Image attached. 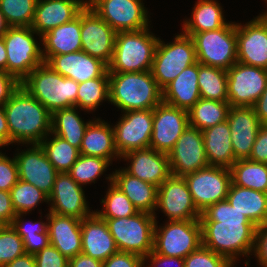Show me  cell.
<instances>
[{
    "label": "cell",
    "instance_id": "54",
    "mask_svg": "<svg viewBox=\"0 0 267 267\" xmlns=\"http://www.w3.org/2000/svg\"><path fill=\"white\" fill-rule=\"evenodd\" d=\"M16 215L10 192L0 190V222L3 225H9Z\"/></svg>",
    "mask_w": 267,
    "mask_h": 267
},
{
    "label": "cell",
    "instance_id": "6",
    "mask_svg": "<svg viewBox=\"0 0 267 267\" xmlns=\"http://www.w3.org/2000/svg\"><path fill=\"white\" fill-rule=\"evenodd\" d=\"M117 248L145 258L153 251L156 214L138 212L130 217L103 219Z\"/></svg>",
    "mask_w": 267,
    "mask_h": 267
},
{
    "label": "cell",
    "instance_id": "4",
    "mask_svg": "<svg viewBox=\"0 0 267 267\" xmlns=\"http://www.w3.org/2000/svg\"><path fill=\"white\" fill-rule=\"evenodd\" d=\"M20 85L51 114L77 107L78 83L55 72L45 62L31 71Z\"/></svg>",
    "mask_w": 267,
    "mask_h": 267
},
{
    "label": "cell",
    "instance_id": "39",
    "mask_svg": "<svg viewBox=\"0 0 267 267\" xmlns=\"http://www.w3.org/2000/svg\"><path fill=\"white\" fill-rule=\"evenodd\" d=\"M50 134L53 138L48 139L49 136H46L39 144L44 150L47 159L59 173L68 172L79 158L80 151L63 138L53 133Z\"/></svg>",
    "mask_w": 267,
    "mask_h": 267
},
{
    "label": "cell",
    "instance_id": "31",
    "mask_svg": "<svg viewBox=\"0 0 267 267\" xmlns=\"http://www.w3.org/2000/svg\"><path fill=\"white\" fill-rule=\"evenodd\" d=\"M80 154L108 159L112 162L113 158L121 159L114 139V129L100 118L92 120L86 128Z\"/></svg>",
    "mask_w": 267,
    "mask_h": 267
},
{
    "label": "cell",
    "instance_id": "53",
    "mask_svg": "<svg viewBox=\"0 0 267 267\" xmlns=\"http://www.w3.org/2000/svg\"><path fill=\"white\" fill-rule=\"evenodd\" d=\"M19 87L20 82L13 75L0 70V105H5Z\"/></svg>",
    "mask_w": 267,
    "mask_h": 267
},
{
    "label": "cell",
    "instance_id": "13",
    "mask_svg": "<svg viewBox=\"0 0 267 267\" xmlns=\"http://www.w3.org/2000/svg\"><path fill=\"white\" fill-rule=\"evenodd\" d=\"M142 0H88L91 7L117 33L148 28V12Z\"/></svg>",
    "mask_w": 267,
    "mask_h": 267
},
{
    "label": "cell",
    "instance_id": "42",
    "mask_svg": "<svg viewBox=\"0 0 267 267\" xmlns=\"http://www.w3.org/2000/svg\"><path fill=\"white\" fill-rule=\"evenodd\" d=\"M110 161L101 157L85 156L80 154L79 158L67 172L80 186L95 183L109 167Z\"/></svg>",
    "mask_w": 267,
    "mask_h": 267
},
{
    "label": "cell",
    "instance_id": "57",
    "mask_svg": "<svg viewBox=\"0 0 267 267\" xmlns=\"http://www.w3.org/2000/svg\"><path fill=\"white\" fill-rule=\"evenodd\" d=\"M68 267H103V262L84 253H80L69 259Z\"/></svg>",
    "mask_w": 267,
    "mask_h": 267
},
{
    "label": "cell",
    "instance_id": "48",
    "mask_svg": "<svg viewBox=\"0 0 267 267\" xmlns=\"http://www.w3.org/2000/svg\"><path fill=\"white\" fill-rule=\"evenodd\" d=\"M36 267H68L69 259L54 246L48 245L34 254Z\"/></svg>",
    "mask_w": 267,
    "mask_h": 267
},
{
    "label": "cell",
    "instance_id": "56",
    "mask_svg": "<svg viewBox=\"0 0 267 267\" xmlns=\"http://www.w3.org/2000/svg\"><path fill=\"white\" fill-rule=\"evenodd\" d=\"M151 260V264L148 267H169L172 265H177L178 267H184V259L178 257H168L161 254H157L154 251H151L145 258L146 260Z\"/></svg>",
    "mask_w": 267,
    "mask_h": 267
},
{
    "label": "cell",
    "instance_id": "22",
    "mask_svg": "<svg viewBox=\"0 0 267 267\" xmlns=\"http://www.w3.org/2000/svg\"><path fill=\"white\" fill-rule=\"evenodd\" d=\"M227 122L231 130V144L235 159H248L262 125L254 108L230 106Z\"/></svg>",
    "mask_w": 267,
    "mask_h": 267
},
{
    "label": "cell",
    "instance_id": "60",
    "mask_svg": "<svg viewBox=\"0 0 267 267\" xmlns=\"http://www.w3.org/2000/svg\"><path fill=\"white\" fill-rule=\"evenodd\" d=\"M3 267H36V262L33 254H24Z\"/></svg>",
    "mask_w": 267,
    "mask_h": 267
},
{
    "label": "cell",
    "instance_id": "12",
    "mask_svg": "<svg viewBox=\"0 0 267 267\" xmlns=\"http://www.w3.org/2000/svg\"><path fill=\"white\" fill-rule=\"evenodd\" d=\"M267 86V69L236 62L227 70L230 106L253 107Z\"/></svg>",
    "mask_w": 267,
    "mask_h": 267
},
{
    "label": "cell",
    "instance_id": "50",
    "mask_svg": "<svg viewBox=\"0 0 267 267\" xmlns=\"http://www.w3.org/2000/svg\"><path fill=\"white\" fill-rule=\"evenodd\" d=\"M23 216H24L23 214H17L11 223V226L15 229V231L21 238L37 236V233H48L47 222L45 223L36 221L32 224L26 225L24 221H22L21 217Z\"/></svg>",
    "mask_w": 267,
    "mask_h": 267
},
{
    "label": "cell",
    "instance_id": "40",
    "mask_svg": "<svg viewBox=\"0 0 267 267\" xmlns=\"http://www.w3.org/2000/svg\"><path fill=\"white\" fill-rule=\"evenodd\" d=\"M104 100L109 102L108 71L102 77L78 83L77 108L91 112Z\"/></svg>",
    "mask_w": 267,
    "mask_h": 267
},
{
    "label": "cell",
    "instance_id": "38",
    "mask_svg": "<svg viewBox=\"0 0 267 267\" xmlns=\"http://www.w3.org/2000/svg\"><path fill=\"white\" fill-rule=\"evenodd\" d=\"M198 85L201 98L228 102L227 70L198 62Z\"/></svg>",
    "mask_w": 267,
    "mask_h": 267
},
{
    "label": "cell",
    "instance_id": "37",
    "mask_svg": "<svg viewBox=\"0 0 267 267\" xmlns=\"http://www.w3.org/2000/svg\"><path fill=\"white\" fill-rule=\"evenodd\" d=\"M229 102L200 98L198 102L188 110L189 125L201 131L213 127L227 120Z\"/></svg>",
    "mask_w": 267,
    "mask_h": 267
},
{
    "label": "cell",
    "instance_id": "19",
    "mask_svg": "<svg viewBox=\"0 0 267 267\" xmlns=\"http://www.w3.org/2000/svg\"><path fill=\"white\" fill-rule=\"evenodd\" d=\"M237 62L267 69V15L236 23Z\"/></svg>",
    "mask_w": 267,
    "mask_h": 267
},
{
    "label": "cell",
    "instance_id": "21",
    "mask_svg": "<svg viewBox=\"0 0 267 267\" xmlns=\"http://www.w3.org/2000/svg\"><path fill=\"white\" fill-rule=\"evenodd\" d=\"M14 157L19 180L33 184L49 197L59 172L47 159L40 144H32L29 149H24Z\"/></svg>",
    "mask_w": 267,
    "mask_h": 267
},
{
    "label": "cell",
    "instance_id": "1",
    "mask_svg": "<svg viewBox=\"0 0 267 267\" xmlns=\"http://www.w3.org/2000/svg\"><path fill=\"white\" fill-rule=\"evenodd\" d=\"M202 245L230 262L253 251L256 227L228 201L209 205L201 212Z\"/></svg>",
    "mask_w": 267,
    "mask_h": 267
},
{
    "label": "cell",
    "instance_id": "7",
    "mask_svg": "<svg viewBox=\"0 0 267 267\" xmlns=\"http://www.w3.org/2000/svg\"><path fill=\"white\" fill-rule=\"evenodd\" d=\"M197 62L193 40L180 33L171 43L158 40L154 53L151 72L158 86L163 89L185 68Z\"/></svg>",
    "mask_w": 267,
    "mask_h": 267
},
{
    "label": "cell",
    "instance_id": "16",
    "mask_svg": "<svg viewBox=\"0 0 267 267\" xmlns=\"http://www.w3.org/2000/svg\"><path fill=\"white\" fill-rule=\"evenodd\" d=\"M171 175L184 177L209 166L202 131L190 125L168 153Z\"/></svg>",
    "mask_w": 267,
    "mask_h": 267
},
{
    "label": "cell",
    "instance_id": "61",
    "mask_svg": "<svg viewBox=\"0 0 267 267\" xmlns=\"http://www.w3.org/2000/svg\"><path fill=\"white\" fill-rule=\"evenodd\" d=\"M0 70L7 73V54L3 37L0 38Z\"/></svg>",
    "mask_w": 267,
    "mask_h": 267
},
{
    "label": "cell",
    "instance_id": "32",
    "mask_svg": "<svg viewBox=\"0 0 267 267\" xmlns=\"http://www.w3.org/2000/svg\"><path fill=\"white\" fill-rule=\"evenodd\" d=\"M209 166L231 168L236 161L227 120L202 131Z\"/></svg>",
    "mask_w": 267,
    "mask_h": 267
},
{
    "label": "cell",
    "instance_id": "44",
    "mask_svg": "<svg viewBox=\"0 0 267 267\" xmlns=\"http://www.w3.org/2000/svg\"><path fill=\"white\" fill-rule=\"evenodd\" d=\"M37 0H0V10L11 27H31Z\"/></svg>",
    "mask_w": 267,
    "mask_h": 267
},
{
    "label": "cell",
    "instance_id": "30",
    "mask_svg": "<svg viewBox=\"0 0 267 267\" xmlns=\"http://www.w3.org/2000/svg\"><path fill=\"white\" fill-rule=\"evenodd\" d=\"M112 183L117 186L140 212L155 215L158 187L128 174L124 168L112 173Z\"/></svg>",
    "mask_w": 267,
    "mask_h": 267
},
{
    "label": "cell",
    "instance_id": "8",
    "mask_svg": "<svg viewBox=\"0 0 267 267\" xmlns=\"http://www.w3.org/2000/svg\"><path fill=\"white\" fill-rule=\"evenodd\" d=\"M191 38L200 64L228 70L237 62L235 22L218 30L195 33Z\"/></svg>",
    "mask_w": 267,
    "mask_h": 267
},
{
    "label": "cell",
    "instance_id": "3",
    "mask_svg": "<svg viewBox=\"0 0 267 267\" xmlns=\"http://www.w3.org/2000/svg\"><path fill=\"white\" fill-rule=\"evenodd\" d=\"M109 101L122 112L154 109L162 99V89L151 70L109 73Z\"/></svg>",
    "mask_w": 267,
    "mask_h": 267
},
{
    "label": "cell",
    "instance_id": "10",
    "mask_svg": "<svg viewBox=\"0 0 267 267\" xmlns=\"http://www.w3.org/2000/svg\"><path fill=\"white\" fill-rule=\"evenodd\" d=\"M202 245L199 220L168 221L164 227L155 220L153 251L168 257L185 259Z\"/></svg>",
    "mask_w": 267,
    "mask_h": 267
},
{
    "label": "cell",
    "instance_id": "49",
    "mask_svg": "<svg viewBox=\"0 0 267 267\" xmlns=\"http://www.w3.org/2000/svg\"><path fill=\"white\" fill-rule=\"evenodd\" d=\"M144 258L140 255L118 251L103 261V267H144Z\"/></svg>",
    "mask_w": 267,
    "mask_h": 267
},
{
    "label": "cell",
    "instance_id": "63",
    "mask_svg": "<svg viewBox=\"0 0 267 267\" xmlns=\"http://www.w3.org/2000/svg\"><path fill=\"white\" fill-rule=\"evenodd\" d=\"M235 263H236L235 261H231L230 264H229V267H234Z\"/></svg>",
    "mask_w": 267,
    "mask_h": 267
},
{
    "label": "cell",
    "instance_id": "52",
    "mask_svg": "<svg viewBox=\"0 0 267 267\" xmlns=\"http://www.w3.org/2000/svg\"><path fill=\"white\" fill-rule=\"evenodd\" d=\"M248 159L267 164V124L260 126Z\"/></svg>",
    "mask_w": 267,
    "mask_h": 267
},
{
    "label": "cell",
    "instance_id": "55",
    "mask_svg": "<svg viewBox=\"0 0 267 267\" xmlns=\"http://www.w3.org/2000/svg\"><path fill=\"white\" fill-rule=\"evenodd\" d=\"M26 254H36L47 247L49 242V233H37V236L22 237Z\"/></svg>",
    "mask_w": 267,
    "mask_h": 267
},
{
    "label": "cell",
    "instance_id": "29",
    "mask_svg": "<svg viewBox=\"0 0 267 267\" xmlns=\"http://www.w3.org/2000/svg\"><path fill=\"white\" fill-rule=\"evenodd\" d=\"M201 98L198 85V62L185 68L162 89L163 102L188 111Z\"/></svg>",
    "mask_w": 267,
    "mask_h": 267
},
{
    "label": "cell",
    "instance_id": "51",
    "mask_svg": "<svg viewBox=\"0 0 267 267\" xmlns=\"http://www.w3.org/2000/svg\"><path fill=\"white\" fill-rule=\"evenodd\" d=\"M252 252L258 258L259 265L267 267V222L256 227Z\"/></svg>",
    "mask_w": 267,
    "mask_h": 267
},
{
    "label": "cell",
    "instance_id": "5",
    "mask_svg": "<svg viewBox=\"0 0 267 267\" xmlns=\"http://www.w3.org/2000/svg\"><path fill=\"white\" fill-rule=\"evenodd\" d=\"M148 28L138 31L118 32L109 73L143 72L152 68L157 42Z\"/></svg>",
    "mask_w": 267,
    "mask_h": 267
},
{
    "label": "cell",
    "instance_id": "36",
    "mask_svg": "<svg viewBox=\"0 0 267 267\" xmlns=\"http://www.w3.org/2000/svg\"><path fill=\"white\" fill-rule=\"evenodd\" d=\"M231 182L244 188L267 193V164L238 159L230 168Z\"/></svg>",
    "mask_w": 267,
    "mask_h": 267
},
{
    "label": "cell",
    "instance_id": "33",
    "mask_svg": "<svg viewBox=\"0 0 267 267\" xmlns=\"http://www.w3.org/2000/svg\"><path fill=\"white\" fill-rule=\"evenodd\" d=\"M226 199L255 226L267 222V193L231 183Z\"/></svg>",
    "mask_w": 267,
    "mask_h": 267
},
{
    "label": "cell",
    "instance_id": "45",
    "mask_svg": "<svg viewBox=\"0 0 267 267\" xmlns=\"http://www.w3.org/2000/svg\"><path fill=\"white\" fill-rule=\"evenodd\" d=\"M26 254L23 239L9 225L0 228V267Z\"/></svg>",
    "mask_w": 267,
    "mask_h": 267
},
{
    "label": "cell",
    "instance_id": "2",
    "mask_svg": "<svg viewBox=\"0 0 267 267\" xmlns=\"http://www.w3.org/2000/svg\"><path fill=\"white\" fill-rule=\"evenodd\" d=\"M4 110L10 144H39L51 133V113L21 85L5 103Z\"/></svg>",
    "mask_w": 267,
    "mask_h": 267
},
{
    "label": "cell",
    "instance_id": "14",
    "mask_svg": "<svg viewBox=\"0 0 267 267\" xmlns=\"http://www.w3.org/2000/svg\"><path fill=\"white\" fill-rule=\"evenodd\" d=\"M113 127L115 147L120 155L150 147L153 131V109L123 112Z\"/></svg>",
    "mask_w": 267,
    "mask_h": 267
},
{
    "label": "cell",
    "instance_id": "62",
    "mask_svg": "<svg viewBox=\"0 0 267 267\" xmlns=\"http://www.w3.org/2000/svg\"><path fill=\"white\" fill-rule=\"evenodd\" d=\"M11 26L7 23L3 13L0 10V38L3 37Z\"/></svg>",
    "mask_w": 267,
    "mask_h": 267
},
{
    "label": "cell",
    "instance_id": "41",
    "mask_svg": "<svg viewBox=\"0 0 267 267\" xmlns=\"http://www.w3.org/2000/svg\"><path fill=\"white\" fill-rule=\"evenodd\" d=\"M106 179L110 181V187L102 199L103 210L95 211L102 219H114L122 217H130L139 211L132 204L129 198L112 183V174Z\"/></svg>",
    "mask_w": 267,
    "mask_h": 267
},
{
    "label": "cell",
    "instance_id": "26",
    "mask_svg": "<svg viewBox=\"0 0 267 267\" xmlns=\"http://www.w3.org/2000/svg\"><path fill=\"white\" fill-rule=\"evenodd\" d=\"M82 253L100 261L118 252L107 223L95 211L81 220Z\"/></svg>",
    "mask_w": 267,
    "mask_h": 267
},
{
    "label": "cell",
    "instance_id": "43",
    "mask_svg": "<svg viewBox=\"0 0 267 267\" xmlns=\"http://www.w3.org/2000/svg\"><path fill=\"white\" fill-rule=\"evenodd\" d=\"M11 200L16 214H27L34 210L38 203L49 202L48 196L33 184L23 180L18 182L10 190Z\"/></svg>",
    "mask_w": 267,
    "mask_h": 267
},
{
    "label": "cell",
    "instance_id": "15",
    "mask_svg": "<svg viewBox=\"0 0 267 267\" xmlns=\"http://www.w3.org/2000/svg\"><path fill=\"white\" fill-rule=\"evenodd\" d=\"M82 51L110 64L117 32L88 5L81 11Z\"/></svg>",
    "mask_w": 267,
    "mask_h": 267
},
{
    "label": "cell",
    "instance_id": "17",
    "mask_svg": "<svg viewBox=\"0 0 267 267\" xmlns=\"http://www.w3.org/2000/svg\"><path fill=\"white\" fill-rule=\"evenodd\" d=\"M158 208L169 221L199 220L201 216L184 177L170 175L158 187L156 209Z\"/></svg>",
    "mask_w": 267,
    "mask_h": 267
},
{
    "label": "cell",
    "instance_id": "59",
    "mask_svg": "<svg viewBox=\"0 0 267 267\" xmlns=\"http://www.w3.org/2000/svg\"><path fill=\"white\" fill-rule=\"evenodd\" d=\"M10 145V132L6 120L4 105H0V147Z\"/></svg>",
    "mask_w": 267,
    "mask_h": 267
},
{
    "label": "cell",
    "instance_id": "18",
    "mask_svg": "<svg viewBox=\"0 0 267 267\" xmlns=\"http://www.w3.org/2000/svg\"><path fill=\"white\" fill-rule=\"evenodd\" d=\"M188 125V111L162 101L153 109L150 148L168 154Z\"/></svg>",
    "mask_w": 267,
    "mask_h": 267
},
{
    "label": "cell",
    "instance_id": "9",
    "mask_svg": "<svg viewBox=\"0 0 267 267\" xmlns=\"http://www.w3.org/2000/svg\"><path fill=\"white\" fill-rule=\"evenodd\" d=\"M38 33L31 27H10L3 36L7 54V73L20 83L44 63L42 49L34 38Z\"/></svg>",
    "mask_w": 267,
    "mask_h": 267
},
{
    "label": "cell",
    "instance_id": "20",
    "mask_svg": "<svg viewBox=\"0 0 267 267\" xmlns=\"http://www.w3.org/2000/svg\"><path fill=\"white\" fill-rule=\"evenodd\" d=\"M84 190L67 172L58 173L50 193L49 212L62 216H71L80 220L88 217L90 211Z\"/></svg>",
    "mask_w": 267,
    "mask_h": 267
},
{
    "label": "cell",
    "instance_id": "35",
    "mask_svg": "<svg viewBox=\"0 0 267 267\" xmlns=\"http://www.w3.org/2000/svg\"><path fill=\"white\" fill-rule=\"evenodd\" d=\"M77 107L60 109L51 114V133L63 138L80 150L86 128L92 121L84 122Z\"/></svg>",
    "mask_w": 267,
    "mask_h": 267
},
{
    "label": "cell",
    "instance_id": "27",
    "mask_svg": "<svg viewBox=\"0 0 267 267\" xmlns=\"http://www.w3.org/2000/svg\"><path fill=\"white\" fill-rule=\"evenodd\" d=\"M46 216L50 245L68 259L82 253L81 220L51 212Z\"/></svg>",
    "mask_w": 267,
    "mask_h": 267
},
{
    "label": "cell",
    "instance_id": "47",
    "mask_svg": "<svg viewBox=\"0 0 267 267\" xmlns=\"http://www.w3.org/2000/svg\"><path fill=\"white\" fill-rule=\"evenodd\" d=\"M18 180L19 174L15 157L10 159L0 152V190L10 192Z\"/></svg>",
    "mask_w": 267,
    "mask_h": 267
},
{
    "label": "cell",
    "instance_id": "34",
    "mask_svg": "<svg viewBox=\"0 0 267 267\" xmlns=\"http://www.w3.org/2000/svg\"><path fill=\"white\" fill-rule=\"evenodd\" d=\"M222 7L215 0H199L195 4L191 20L183 23V33L192 36L195 33L218 30L228 22L225 21Z\"/></svg>",
    "mask_w": 267,
    "mask_h": 267
},
{
    "label": "cell",
    "instance_id": "11",
    "mask_svg": "<svg viewBox=\"0 0 267 267\" xmlns=\"http://www.w3.org/2000/svg\"><path fill=\"white\" fill-rule=\"evenodd\" d=\"M193 202L202 212L209 205L226 200L231 185L229 168L207 166L184 176Z\"/></svg>",
    "mask_w": 267,
    "mask_h": 267
},
{
    "label": "cell",
    "instance_id": "24",
    "mask_svg": "<svg viewBox=\"0 0 267 267\" xmlns=\"http://www.w3.org/2000/svg\"><path fill=\"white\" fill-rule=\"evenodd\" d=\"M86 5L87 0H37L31 28L42 36L76 18Z\"/></svg>",
    "mask_w": 267,
    "mask_h": 267
},
{
    "label": "cell",
    "instance_id": "58",
    "mask_svg": "<svg viewBox=\"0 0 267 267\" xmlns=\"http://www.w3.org/2000/svg\"><path fill=\"white\" fill-rule=\"evenodd\" d=\"M255 113L261 124H267V86L263 91L262 95L253 105Z\"/></svg>",
    "mask_w": 267,
    "mask_h": 267
},
{
    "label": "cell",
    "instance_id": "25",
    "mask_svg": "<svg viewBox=\"0 0 267 267\" xmlns=\"http://www.w3.org/2000/svg\"><path fill=\"white\" fill-rule=\"evenodd\" d=\"M55 72L77 83L102 77L108 66L84 51L54 55L46 62Z\"/></svg>",
    "mask_w": 267,
    "mask_h": 267
},
{
    "label": "cell",
    "instance_id": "23",
    "mask_svg": "<svg viewBox=\"0 0 267 267\" xmlns=\"http://www.w3.org/2000/svg\"><path fill=\"white\" fill-rule=\"evenodd\" d=\"M121 158L131 162L130 166L124 169L128 174L157 187L171 175L168 154L150 147L130 151Z\"/></svg>",
    "mask_w": 267,
    "mask_h": 267
},
{
    "label": "cell",
    "instance_id": "46",
    "mask_svg": "<svg viewBox=\"0 0 267 267\" xmlns=\"http://www.w3.org/2000/svg\"><path fill=\"white\" fill-rule=\"evenodd\" d=\"M230 261L201 245L184 259V267H229Z\"/></svg>",
    "mask_w": 267,
    "mask_h": 267
},
{
    "label": "cell",
    "instance_id": "28",
    "mask_svg": "<svg viewBox=\"0 0 267 267\" xmlns=\"http://www.w3.org/2000/svg\"><path fill=\"white\" fill-rule=\"evenodd\" d=\"M81 12L73 20L53 28L42 35L40 40L43 60L46 63L54 55L82 51Z\"/></svg>",
    "mask_w": 267,
    "mask_h": 267
}]
</instances>
